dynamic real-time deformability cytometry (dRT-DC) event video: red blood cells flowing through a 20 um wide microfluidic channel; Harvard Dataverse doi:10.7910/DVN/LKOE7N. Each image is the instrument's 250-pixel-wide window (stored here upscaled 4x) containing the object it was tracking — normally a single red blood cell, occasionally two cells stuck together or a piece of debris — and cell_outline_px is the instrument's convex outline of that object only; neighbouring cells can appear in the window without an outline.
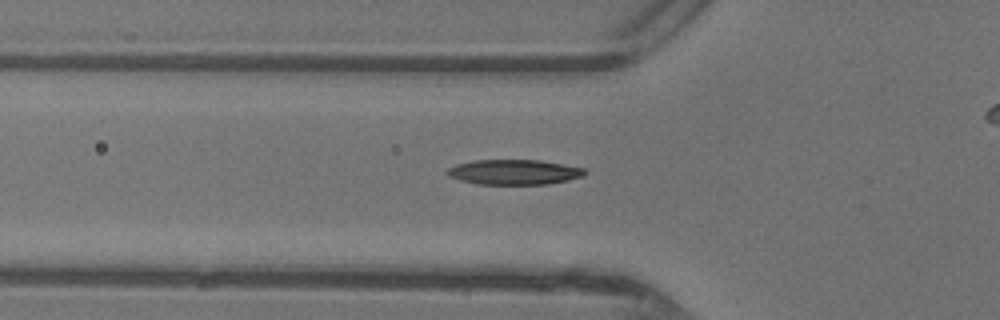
{"species": "common noctule bat (a hibernating species)", "species_latin": "Nyctalus noctula", "temperature_condition": "warm", "stored_images_in_passage": 29, "camera_frame_rate_fps": 3000, "um_per_image_px": 0.085, "animal": {"sex": "female"}, "frame": {"image": 1, "passage_image": 4, "time_ms": 1.0, "image_size_px": [1000, 320], "cell_outline_px": [[588, 172], [584, 176], [568, 180], [548, 184], [476, 184], [460, 180], [448, 176], [444, 172], [448, 168], [456, 164], [472, 160], [540, 160], [584, 168]], "centroid_in_image_um": [43.68, 14.62], "position_along_channel_um": 82.1, "area_um2": 20.23}}
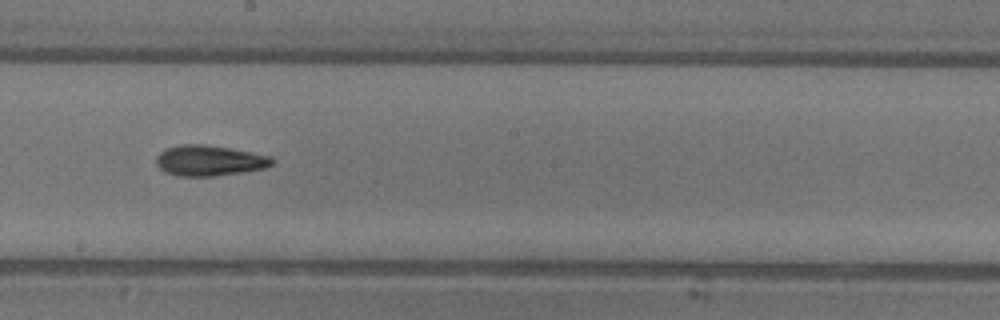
{"frame": {"image": 2, "passage_image": 14, "time_ms": 4.333, "image_size_px": [1000, 320], "cell_outline_px": [[272, 164], [264, 168], [244, 172], [212, 176], [180, 176], [164, 172], [156, 164], [156, 156], [160, 152], [168, 148], [180, 144], [204, 144], [252, 152], [272, 156]], "centroid_in_image_um": [17.78, 13.65], "position_along_channel_um": 230.4, "area_um2": 20.58}}
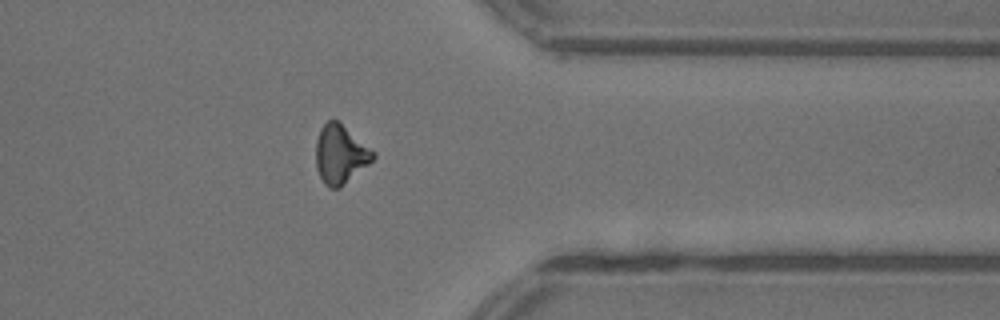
{"frame": {"image": 3, "passage_image": 25, "time_ms": 8.0, "image_size_px": [1000, 320], "cell_outline_px": [[376, 156], [368, 164], [340, 188], [328, 188], [324, 184], [316, 168], [316, 140], [320, 128], [328, 120], [336, 120], [376, 152]], "centroid_in_image_um": [28.91, 13.13], "position_along_channel_um": 382.5, "area_um2": 19.42}}